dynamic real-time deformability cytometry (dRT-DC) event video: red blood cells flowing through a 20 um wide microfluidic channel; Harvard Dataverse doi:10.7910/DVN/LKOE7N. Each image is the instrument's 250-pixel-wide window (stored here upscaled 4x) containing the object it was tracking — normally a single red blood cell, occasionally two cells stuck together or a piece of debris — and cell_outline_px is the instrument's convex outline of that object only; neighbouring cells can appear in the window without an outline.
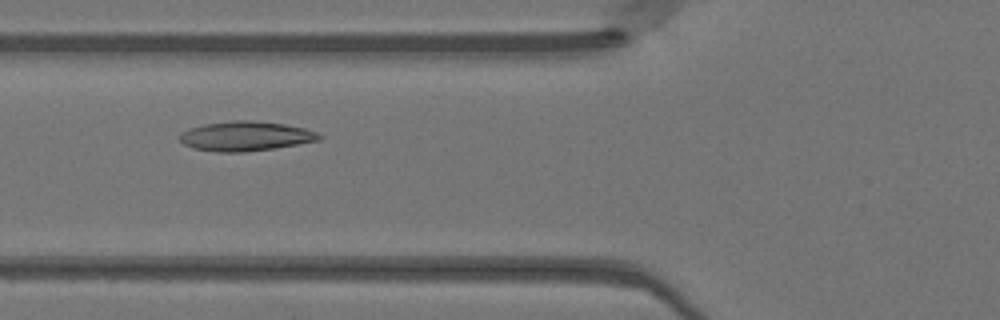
{"species": "Egyptian fruit bat (a non-hibernating species)", "species_latin": "Rousettus aegyptiacus", "temperature_condition": "warm", "stored_images_in_passage": 45, "camera_frame_rate_fps": 3000, "um_per_image_px": 0.085, "animal": {"sex": "female"}, "frame": {"image": 1, "passage_image": 15, "time_ms": 4.667, "image_size_px": [1000, 320], "cell_outline_px": [[324, 136], [320, 140], [272, 148], [244, 152], [216, 152], [192, 148], [184, 144], [180, 140], [180, 136], [188, 128], [204, 124], [232, 120], [252, 120], [284, 124], [304, 128], [316, 132]], "centroid_in_image_um": [20.87, 11.57], "position_along_channel_um": 104.9, "area_um2": 23.93}}
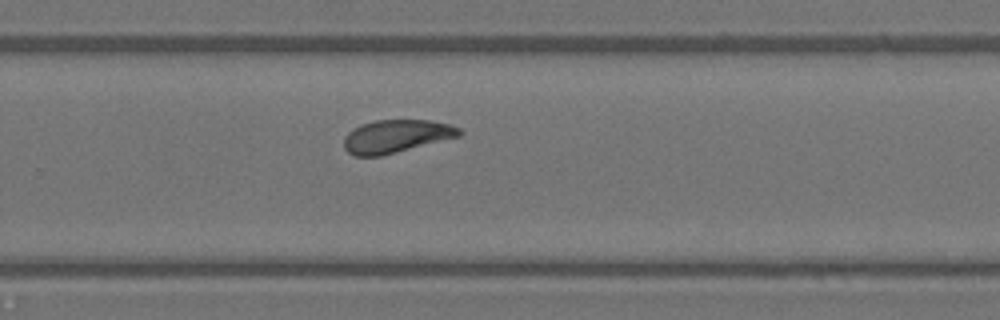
{"frame": {"image": 2, "passage_image": 29, "time_ms": 9.333, "image_size_px": [1000, 320], "cell_outline_px": [[464, 132], [460, 136], [380, 156], [356, 156], [348, 152], [344, 148], [344, 136], [348, 132], [360, 124], [376, 120], [432, 120], [452, 124], [460, 128]], "centroid_in_image_um": [33.69, 11.57], "position_along_channel_um": 296.1, "area_um2": 22.25}}
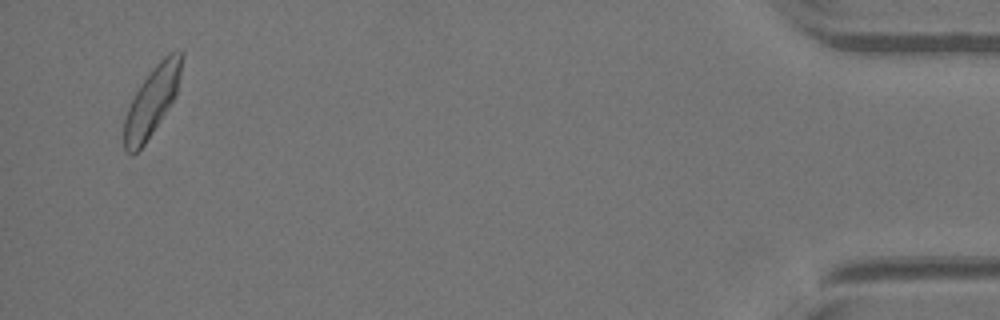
{"frame": {"image": 3, "passage_image": 44, "time_ms": 14.333, "image_size_px": [1000, 320], "cell_outline_px": [[184, 56], [176, 96], [144, 144], [132, 156], [124, 148], [124, 116], [140, 84], [152, 68], [168, 52], [180, 48], [184, 52]], "centroid_in_image_um": [12.94, 8.53], "position_along_channel_um": 422.3, "area_um2": 23.06}, "authors_computed_cell_mechanics": {"area_um2": 23.0044, "velocity_mm_per_s": 4.1077, "shape_relaxation_time_tau1_ms": 2.6678, "shape_relaxation_time_tau2_ms": 2.306, "deformation_change_tau1": 0.1153, "deformation_change_tau2": 0.0888}}